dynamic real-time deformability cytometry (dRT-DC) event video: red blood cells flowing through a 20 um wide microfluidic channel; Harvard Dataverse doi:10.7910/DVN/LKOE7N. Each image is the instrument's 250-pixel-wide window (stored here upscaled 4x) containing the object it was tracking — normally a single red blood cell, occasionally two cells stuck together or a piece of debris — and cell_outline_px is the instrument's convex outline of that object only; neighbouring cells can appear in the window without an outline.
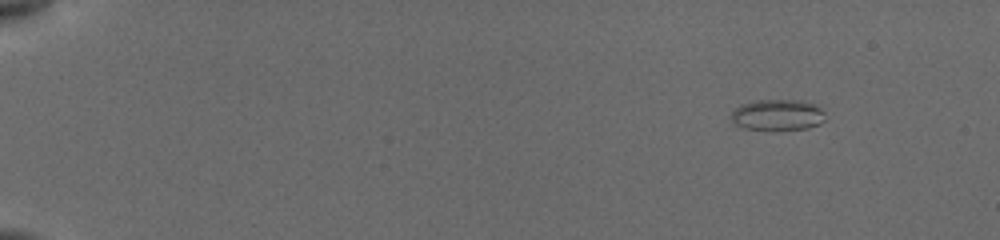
{"species": "common noctule bat (a hibernating species)", "species_latin": "Nyctalus noctula", "temperature_condition": "cold", "stored_images_in_passage": 21, "camera_frame_rate_fps": 3000, "um_per_image_px": 0.085, "animal": {"sex": "female", "body_mass_g": 19.5, "forearm_length_mm": 54.1}, "frame": {"image": 1, "passage_image": 1, "time_ms": 0.0, "image_size_px": [1000, 240], "cell_outline_px": [[824, 120], [820, 124], [808, 128], [744, 128], [736, 124], [728, 116], [740, 104], [756, 100], [800, 100], [812, 104], [820, 108], [824, 112]], "centroid_in_image_um": [66.07, 9.73], "position_along_channel_um": 18.9, "area_um2": 16.59}}
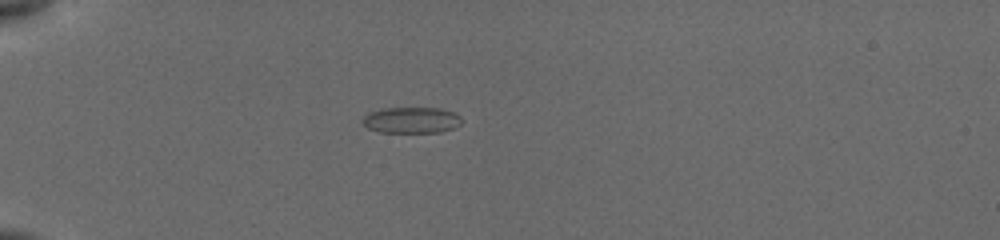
{"frame": {"image": 2, "passage_image": 15, "time_ms": 3.667, "image_size_px": [1000, 240], "cell_outline_px": [[460, 124], [456, 128], [440, 132], [380, 132], [368, 128], [360, 120], [368, 112], [384, 108], [440, 108], [456, 112], [460, 116]], "centroid_in_image_um": [34.98, 10.2], "position_along_channel_um": 50.0, "area_um2": 15.2}}